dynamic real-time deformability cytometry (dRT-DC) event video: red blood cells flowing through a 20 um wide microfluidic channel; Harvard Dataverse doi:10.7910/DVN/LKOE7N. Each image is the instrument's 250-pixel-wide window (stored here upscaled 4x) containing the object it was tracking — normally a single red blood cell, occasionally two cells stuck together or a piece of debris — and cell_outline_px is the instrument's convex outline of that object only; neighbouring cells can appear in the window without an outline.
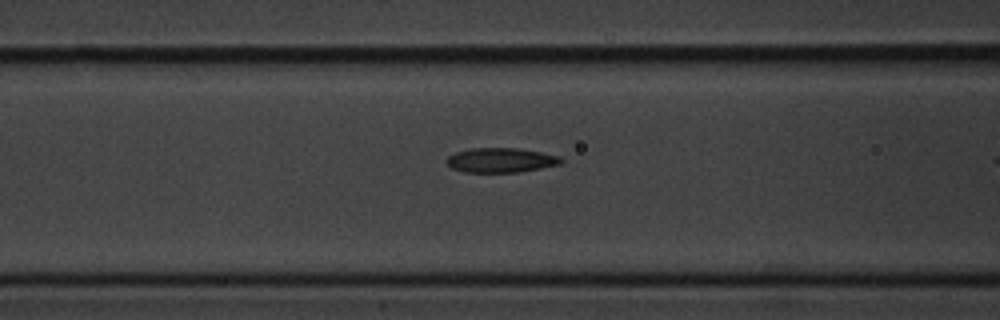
{"species": "common noctule bat (a hibernating species)", "species_latin": "Nyctalus noctula", "temperature_condition": "cold", "stored_images_in_passage": 18, "camera_frame_rate_fps": 3000, "um_per_image_px": 0.085, "animal": {"sex": "male", "body_mass_g": 20.1, "forearm_length_mm": 53.5}, "frame": {"image": 1, "passage_image": 16, "time_ms": 5.0, "image_size_px": [1000, 320], "cell_outline_px": [[564, 160], [560, 164], [520, 172], [464, 172], [452, 168], [444, 160], [448, 156], [456, 152], [472, 148], [516, 148], [540, 152], [560, 156]], "centroid_in_image_um": [42.56, 13.61], "position_along_channel_um": 124.0, "area_um2": 16.36}}